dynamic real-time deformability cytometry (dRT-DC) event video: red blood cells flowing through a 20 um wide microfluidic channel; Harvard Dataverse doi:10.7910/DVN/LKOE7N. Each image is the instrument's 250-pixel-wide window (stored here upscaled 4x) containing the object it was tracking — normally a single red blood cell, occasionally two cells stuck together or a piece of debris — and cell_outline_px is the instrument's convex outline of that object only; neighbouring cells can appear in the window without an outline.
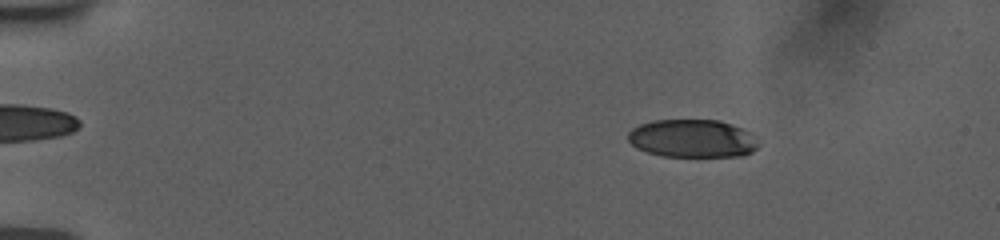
{"species": "human", "species_latin": "Homo sapiens", "temperature_condition": "room temperature", "stored_images_in_passage": 37, "camera_frame_rate_fps": 3000, "um_per_image_px": 0.085, "donor": {"sex": "female"}, "frame": {"image": 1, "passage_image": 7, "time_ms": 2.333, "image_size_px": [1000, 240], "cell_outline_px": [[760, 144], [752, 152], [740, 156], [664, 156], [648, 152], [636, 148], [628, 140], [628, 132], [632, 128], [640, 124], [652, 120], [720, 120], [732, 124], [748, 132]], "centroid_in_image_um": [58.83, 11.77], "position_along_channel_um": 26.2, "area_um2": 28.78}}
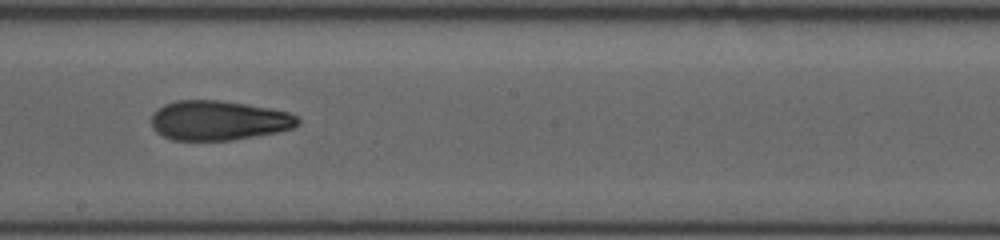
{"frame": {"image": 2, "passage_image": 23, "time_ms": 10.333, "image_size_px": [1000, 240], "cell_outline_px": [[300, 124], [292, 128], [276, 132], [232, 140], [172, 140], [156, 132], [152, 128], [152, 112], [164, 104], [176, 100], [220, 100], [268, 108], [288, 112], [296, 116], [300, 120]], "centroid_in_image_um": [18.55, 10.23], "position_along_channel_um": 229.7, "area_um2": 33.76}}
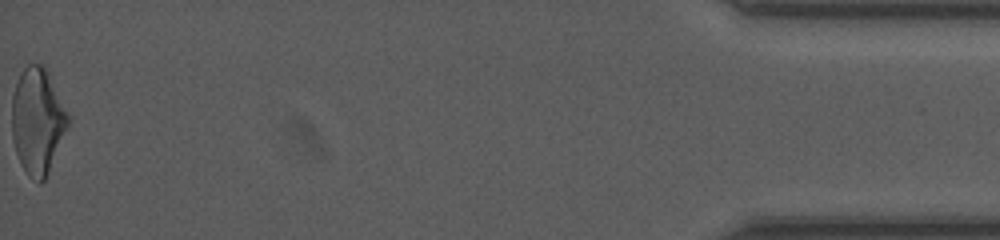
{"frame": {"image": 3, "passage_image": 37, "time_ms": 18.0, "image_size_px": [1000, 240], "cell_outline_px": [[72, 116], [48, 172], [44, 180], [40, 184], [28, 176], [24, 172], [20, 164], [16, 152], [12, 136], [12, 96], [20, 72], [28, 64], [44, 64]], "centroid_in_image_um": [3.21, 10.26], "position_along_channel_um": 432.0, "area_um2": 35.14}, "authors_computed_cell_mechanics": {"area_um2": 33.2928, "velocity_mm_per_s": 3.7643, "shape_relaxation_time_tau1_ms": 8.1467, "shape_relaxation_time_tau2_ms": 1.773, "deformation_change_tau1": 0.2414, "deformation_change_tau2": 0.0929}}